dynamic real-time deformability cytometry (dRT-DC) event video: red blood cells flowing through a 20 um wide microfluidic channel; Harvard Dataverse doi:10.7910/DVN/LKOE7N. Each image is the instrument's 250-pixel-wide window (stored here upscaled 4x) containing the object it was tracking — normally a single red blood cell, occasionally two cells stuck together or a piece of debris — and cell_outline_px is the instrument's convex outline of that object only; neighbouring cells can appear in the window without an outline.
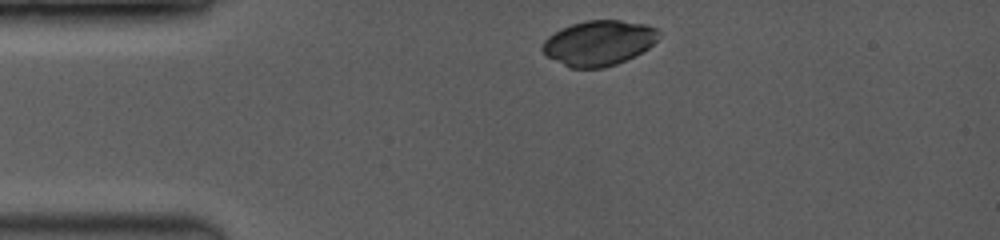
{"species": "common noctule bat (a hibernating species)", "species_latin": "Nyctalus noctula", "temperature_condition": "room temperature", "stored_images_in_passage": 5, "camera_frame_rate_fps": 3500, "um_per_image_px": 0.085, "animal": {"sex": "female", "body_mass_g": 19.0, "forearm_length_mm": 53.3}, "frame": {"image": 1, "passage_image": 1, "time_ms": 0.0, "image_size_px": [1000, 240], "cell_outline_px": [[656, 40], [648, 48], [616, 64], [604, 68], [568, 68], [548, 56], [540, 48], [544, 40], [548, 36], [572, 24], [584, 20], [620, 20], [644, 24], [656, 28]], "centroid_in_image_um": [50.84, 3.66], "position_along_channel_um": 34.2, "area_um2": 30.11}}